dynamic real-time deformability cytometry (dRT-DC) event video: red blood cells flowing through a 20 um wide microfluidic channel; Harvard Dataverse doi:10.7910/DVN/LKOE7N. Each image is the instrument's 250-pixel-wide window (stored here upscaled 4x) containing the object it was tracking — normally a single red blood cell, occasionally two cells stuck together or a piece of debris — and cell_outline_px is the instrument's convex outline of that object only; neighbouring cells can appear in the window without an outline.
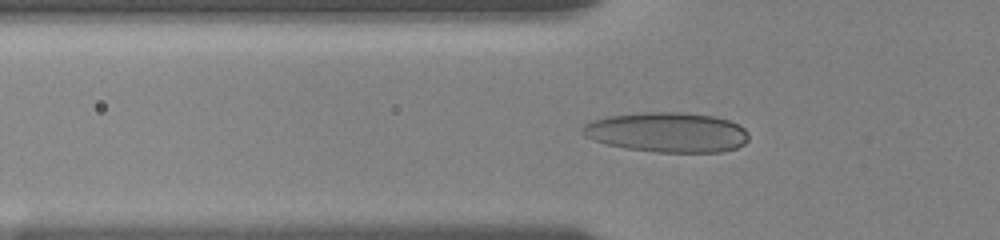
{"species": "human", "species_latin": "Homo sapiens", "temperature_condition": "room temperature", "stored_images_in_passage": 33, "camera_frame_rate_fps": 3000, "um_per_image_px": 0.085, "donor": {"sex": "female"}, "frame": {"image": 1, "passage_image": 16, "time_ms": 6.333, "image_size_px": [1000, 240], "cell_outline_px": [[748, 140], [744, 144], [736, 148], [720, 152], [656, 152], [628, 148], [608, 144], [584, 136], [580, 132], [580, 128], [584, 124], [592, 120], [608, 116], [640, 112], [684, 112], [716, 116], [728, 120], [744, 128], [748, 132]], "centroid_in_image_um": [56.71, 11.23], "position_along_channel_um": 69.1, "area_um2": 38.78}}
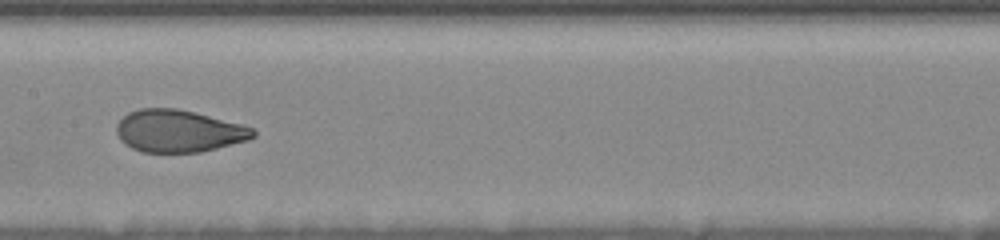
{"frame": {"image": 2, "passage_image": 26, "time_ms": 9.667, "image_size_px": [1000, 240], "cell_outline_px": [[256, 136], [248, 140], [200, 152], [140, 152], [124, 144], [120, 140], [116, 132], [116, 124], [128, 112], [140, 108], [176, 108], [196, 112], [244, 124], [252, 128], [256, 132]], "centroid_in_image_um": [15.18, 11.13], "position_along_channel_um": 192.2, "area_um2": 33.93}}
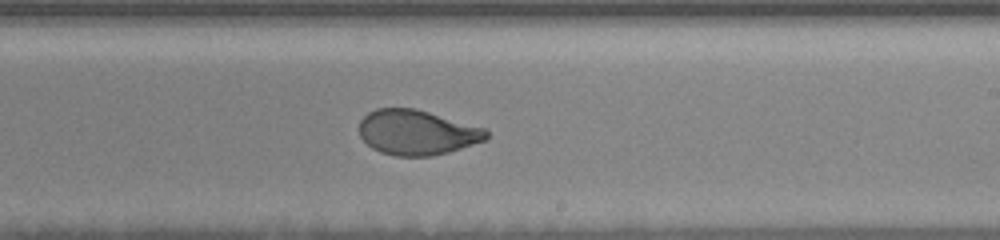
{"frame": {"image": 3, "passage_image": 31, "time_ms": 11.333, "image_size_px": [1000, 240], "cell_outline_px": [[488, 140], [448, 152], [432, 156], [396, 156], [380, 152], [372, 148], [360, 136], [360, 120], [368, 112], [376, 108], [416, 108], [484, 128], [488, 132]], "centroid_in_image_um": [35.44, 11.26], "position_along_channel_um": 253.6, "area_um2": 33.35}}